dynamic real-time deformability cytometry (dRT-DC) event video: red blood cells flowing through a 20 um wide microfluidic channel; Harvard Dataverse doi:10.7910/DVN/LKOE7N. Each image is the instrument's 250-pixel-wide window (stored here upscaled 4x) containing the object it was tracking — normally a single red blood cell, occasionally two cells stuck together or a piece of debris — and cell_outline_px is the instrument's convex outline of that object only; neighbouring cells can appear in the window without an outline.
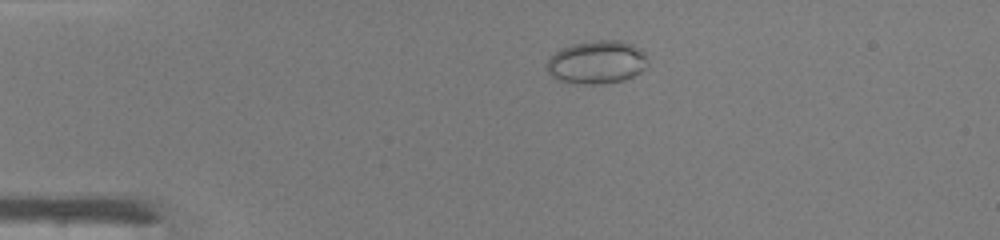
{"species": "common noctule bat (a hibernating species)", "species_latin": "Nyctalus noctula", "temperature_condition": "warm", "stored_images_in_passage": 40, "camera_frame_rate_fps": 3000, "um_per_image_px": 0.085, "animal": {"sex": "male", "body_mass_g": 19.0, "forearm_length_mm": 50.8}, "frame": {"image": 1, "passage_image": 3, "time_ms": 0.667, "image_size_px": [1000, 240], "cell_outline_px": [[648, 64], [640, 72], [624, 80], [592, 84], [584, 84], [556, 80], [548, 72], [548, 60], [560, 48], [572, 44], [596, 40], [620, 40], [632, 44], [640, 48], [644, 52], [648, 60]], "centroid_in_image_um": [50.75, 5.27], "position_along_channel_um": 34.2, "area_um2": 25.26}}
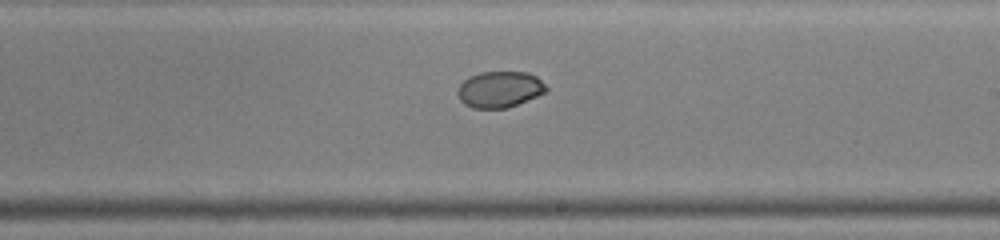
{"frame": {"image": 2, "passage_image": 21, "time_ms": 6.667, "image_size_px": [1000, 240], "cell_outline_px": [[548, 88], [544, 92], [536, 96], [516, 104], [504, 108], [472, 108], [464, 104], [460, 100], [456, 92], [460, 84], [468, 76], [480, 72], [528, 72], [536, 76]], "centroid_in_image_um": [42.42, 7.58], "position_along_channel_um": 246.6, "area_um2": 18.55}}
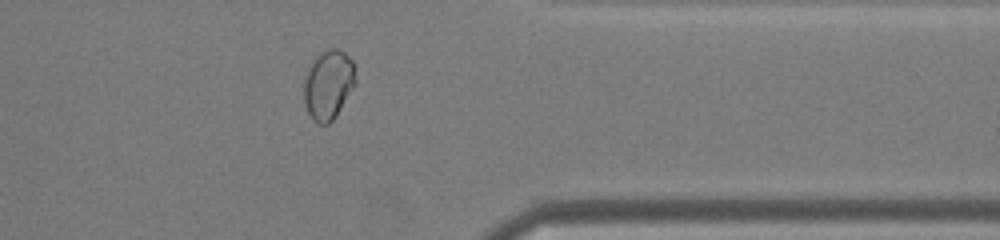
{"frame": {"image": 3, "passage_image": 31, "time_ms": 10.0, "image_size_px": [1000, 240], "cell_outline_px": [[356, 84], [336, 116], [328, 124], [316, 124], [312, 120], [304, 104], [304, 80], [308, 68], [316, 56], [320, 52], [328, 48], [336, 48], [344, 52], [352, 60], [356, 76]], "centroid_in_image_um": [27.91, 7.2], "position_along_channel_um": 383.5, "area_um2": 21.1}, "authors_computed_cell_mechanics": {"area_um2": 21.0103, "velocity_mm_per_s": 4.3482, "shape_relaxation_time_tau1_ms": null, "shape_relaxation_time_tau2_ms": 1.0658, "deformation_change_tau1": null, "deformation_change_tau2": 0.019}}